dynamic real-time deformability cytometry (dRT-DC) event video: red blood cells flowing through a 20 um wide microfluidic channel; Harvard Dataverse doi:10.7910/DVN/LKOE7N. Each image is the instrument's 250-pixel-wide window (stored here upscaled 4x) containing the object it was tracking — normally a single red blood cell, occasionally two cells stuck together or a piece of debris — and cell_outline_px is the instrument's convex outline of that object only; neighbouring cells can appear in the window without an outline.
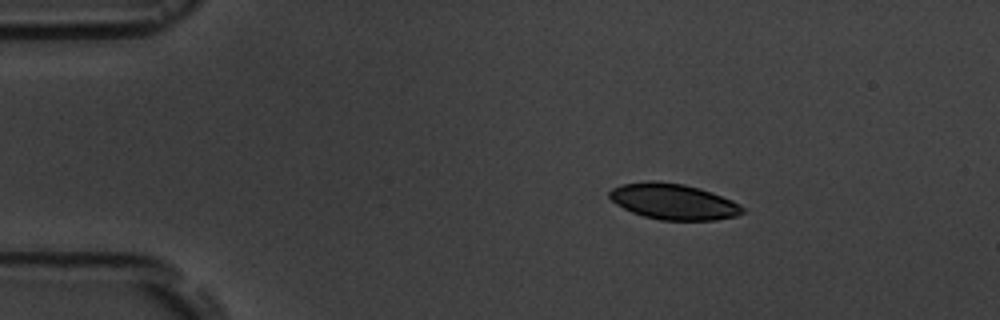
{"species": "common noctule bat (a hibernating species)", "species_latin": "Nyctalus noctula", "temperature_condition": "room temperature", "stored_images_in_passage": 4, "camera_frame_rate_fps": 3000, "um_per_image_px": 0.085, "animal": {"sex": "male", "body_mass_g": 19.5, "forearm_length_mm": 54.6}, "frame": {"image": 1, "passage_image": 2, "time_ms": 1.333, "image_size_px": [1000, 320], "cell_outline_px": [[744, 212], [736, 216], [716, 220], [660, 220], [644, 216], [632, 212], [616, 204], [608, 196], [608, 192], [612, 188], [624, 184], [648, 180], [656, 180], [684, 184], [700, 188], [712, 192], [732, 200], [740, 204], [744, 208]], "centroid_in_image_um": [57.24, 17.12], "position_along_channel_um": 27.8, "area_um2": 27.92}}